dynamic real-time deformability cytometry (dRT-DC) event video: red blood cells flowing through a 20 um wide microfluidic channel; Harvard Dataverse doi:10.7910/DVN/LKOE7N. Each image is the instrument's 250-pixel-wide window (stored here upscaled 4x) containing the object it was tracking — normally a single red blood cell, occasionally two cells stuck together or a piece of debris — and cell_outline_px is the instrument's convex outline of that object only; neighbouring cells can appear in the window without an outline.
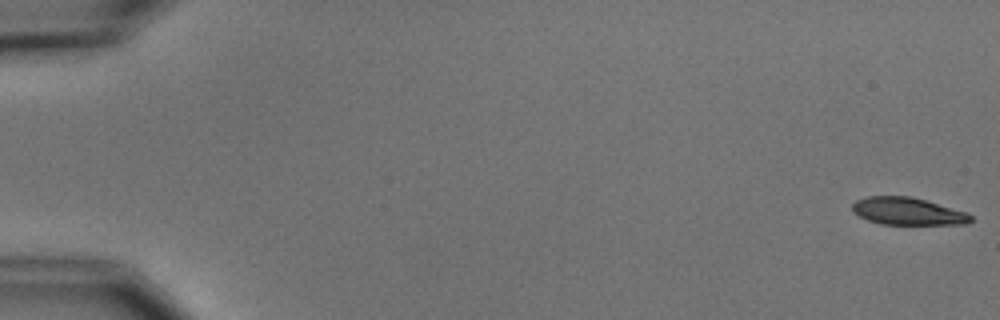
{"species": "common noctule bat (a hibernating species)", "species_latin": "Nyctalus noctula", "temperature_condition": "cold", "stored_images_in_passage": 5, "camera_frame_rate_fps": 3000, "um_per_image_px": 0.085, "animal": {"sex": "male", "body_mass_g": 15.6}, "frame": {"image": 1, "passage_image": 1, "time_ms": 0.0, "image_size_px": [1000, 320], "cell_outline_px": [[972, 220], [968, 224], [880, 224], [868, 220], [852, 212], [852, 204], [856, 200], [868, 196], [908, 196], [924, 200], [968, 212], [972, 216]], "centroid_in_image_um": [77.15, 17.96], "position_along_channel_um": 7.8, "area_um2": 18.84}}
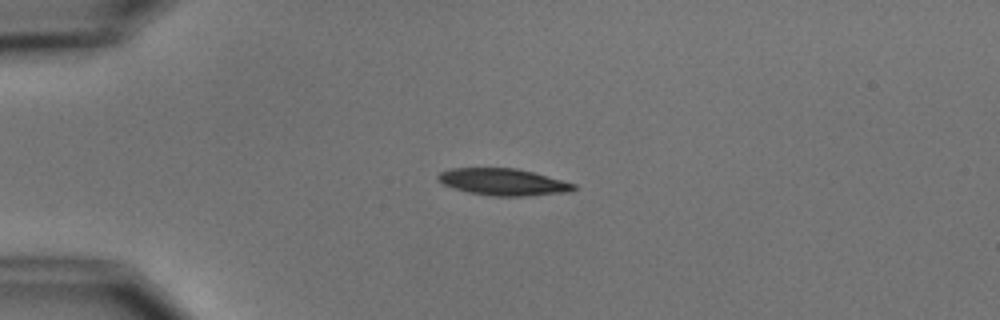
{"frame": {"image": 2, "passage_image": 4, "time_ms": 4.333, "image_size_px": [1000, 320], "cell_outline_px": [[576, 188], [572, 192], [524, 196], [492, 196], [468, 192], [452, 188], [436, 180], [436, 176], [440, 172], [452, 168], [516, 168], [532, 172], [576, 184]], "centroid_in_image_um": [42.75, 15.47], "position_along_channel_um": 42.3, "area_um2": 21.27}}